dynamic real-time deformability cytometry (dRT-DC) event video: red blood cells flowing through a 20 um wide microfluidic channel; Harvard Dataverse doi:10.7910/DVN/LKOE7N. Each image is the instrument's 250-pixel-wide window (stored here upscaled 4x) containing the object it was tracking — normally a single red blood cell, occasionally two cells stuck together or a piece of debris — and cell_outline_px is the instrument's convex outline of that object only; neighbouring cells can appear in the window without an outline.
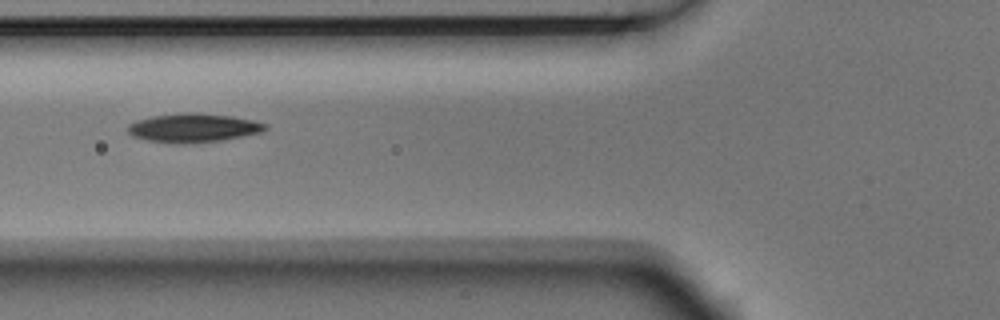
{"species": "Egyptian fruit bat (a non-hibernating species)", "species_latin": "Rousettus aegyptiacus", "temperature_condition": "room temperature", "stored_images_in_passage": 3, "camera_frame_rate_fps": 3000, "um_per_image_px": 0.085, "animal": {"sex": "male"}, "frame": {"image": 1, "passage_image": 2, "time_ms": 0.333, "image_size_px": [1000, 320], "cell_outline_px": [[268, 128], [260, 132], [220, 140], [188, 144], [176, 144], [148, 140], [132, 136], [128, 132], [128, 124], [136, 120], [152, 116], [188, 112], [192, 112], [228, 116], [252, 120], [268, 124]], "centroid_in_image_um": [16.39, 10.87], "position_along_channel_um": 109.4, "area_um2": 22.89}}
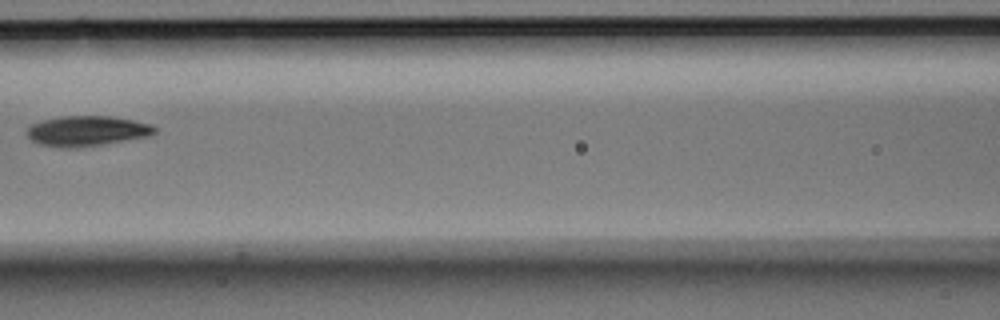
{"frame": {"image": 2, "passage_image": 3, "time_ms": 0.667, "image_size_px": [1000, 320], "cell_outline_px": [[156, 132], [148, 136], [104, 144], [80, 148], [60, 148], [40, 144], [32, 140], [28, 136], [28, 128], [32, 124], [44, 120], [60, 116], [108, 116], [132, 120], [152, 124], [156, 128]], "centroid_in_image_um": [7.39, 11.14], "position_along_channel_um": 159.2, "area_um2": 22.43}}